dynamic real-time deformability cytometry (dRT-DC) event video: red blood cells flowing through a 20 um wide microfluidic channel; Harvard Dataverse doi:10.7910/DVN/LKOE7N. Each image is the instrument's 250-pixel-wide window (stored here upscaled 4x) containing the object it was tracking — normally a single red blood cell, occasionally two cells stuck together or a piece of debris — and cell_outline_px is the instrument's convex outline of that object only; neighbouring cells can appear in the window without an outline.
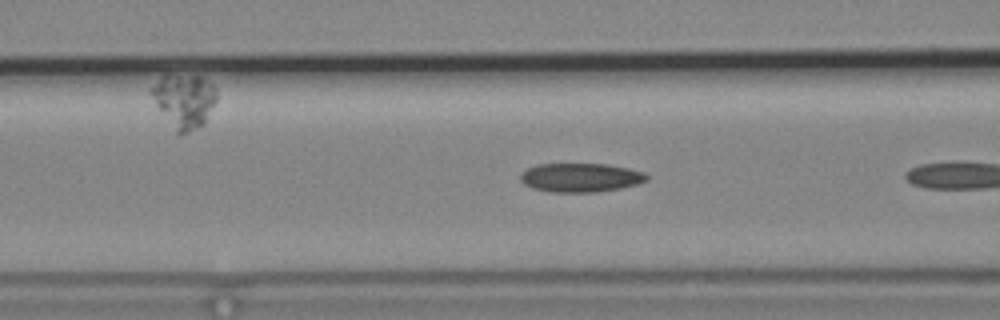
{"species": "common noctule bat (a hibernating species)", "species_latin": "Nyctalus noctula", "temperature_condition": "cold", "stored_images_in_passage": 40, "camera_frame_rate_fps": 3000, "um_per_image_px": 0.085, "animal": {"sex": "male", "body_mass_g": 19.2, "forearm_length_mm": 51.8}, "frame": {"image": 1, "passage_image": 19, "time_ms": 6.0, "image_size_px": [1000, 320], "cell_outline_px": [[648, 180], [636, 184], [620, 188], [596, 192], [552, 192], [532, 188], [524, 184], [520, 180], [520, 176], [528, 168], [540, 164], [608, 164], [628, 168], [644, 172], [648, 176]], "centroid_in_image_um": [49.36, 15.09], "position_along_channel_um": 117.2, "area_um2": 21.15}}
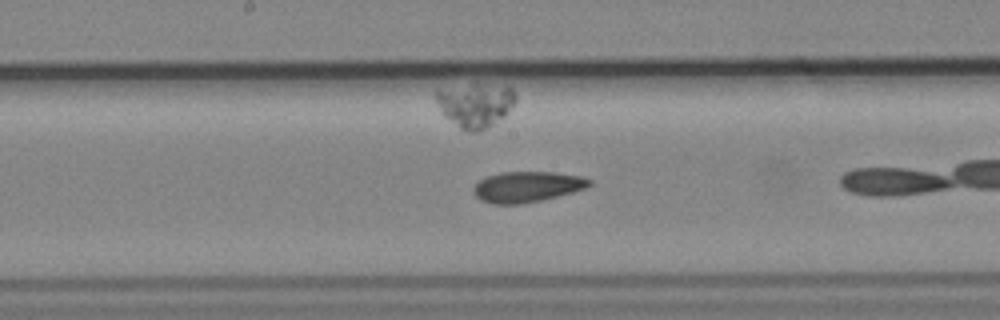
{"frame": {"image": 2, "passage_image": 26, "time_ms": 8.333, "image_size_px": [1000, 320], "cell_outline_px": [[592, 184], [588, 188], [540, 200], [520, 204], [492, 204], [480, 200], [472, 192], [472, 188], [480, 180], [488, 176], [500, 172], [552, 172], [580, 176], [592, 180]], "centroid_in_image_um": [44.79, 15.88], "position_along_channel_um": 203.4, "area_um2": 20.69}}
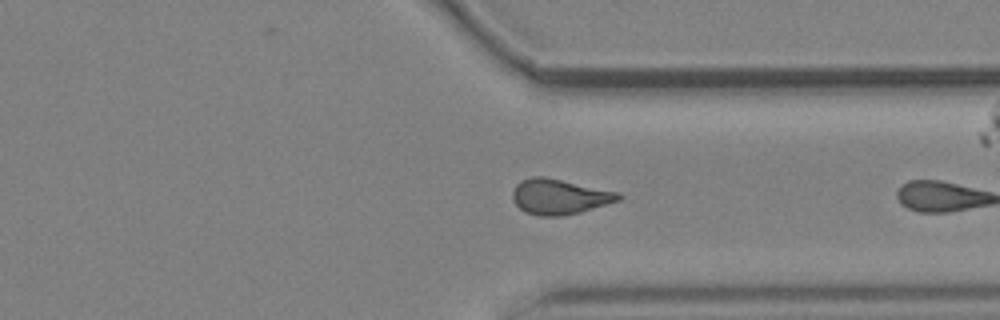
{"frame": {"image": 3, "passage_image": 39, "time_ms": 12.667, "image_size_px": [1000, 320], "cell_outline_px": [[624, 196], [620, 200], [580, 212], [564, 216], [540, 216], [524, 212], [512, 200], [512, 192], [516, 184], [520, 180], [532, 176], [544, 176], [616, 192]], "centroid_in_image_um": [47.5, 16.72], "position_along_channel_um": 363.9, "area_um2": 21.73}}